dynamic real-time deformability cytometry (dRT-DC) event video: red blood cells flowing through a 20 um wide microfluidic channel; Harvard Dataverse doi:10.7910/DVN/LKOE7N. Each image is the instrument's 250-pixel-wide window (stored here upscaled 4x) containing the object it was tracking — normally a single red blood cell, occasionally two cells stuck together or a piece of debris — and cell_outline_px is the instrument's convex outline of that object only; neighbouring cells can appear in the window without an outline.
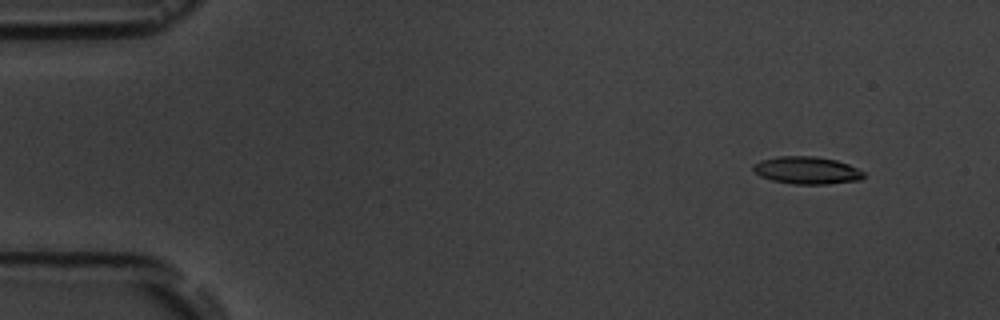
{"species": "common noctule bat (a hibernating species)", "species_latin": "Nyctalus noctula", "temperature_condition": "room temperature", "stored_images_in_passage": 5, "camera_frame_rate_fps": 3000, "um_per_image_px": 0.085, "animal": {"sex": "male", "body_mass_g": 19.5, "forearm_length_mm": 54.6}, "frame": {"image": 1, "passage_image": 2, "time_ms": 1.0, "image_size_px": [1000, 320], "cell_outline_px": [[864, 176], [860, 180], [828, 184], [792, 184], [772, 180], [760, 176], [752, 168], [752, 164], [760, 160], [776, 156], [816, 156], [836, 160], [848, 164], [864, 172]], "centroid_in_image_um": [68.56, 14.47], "position_along_channel_um": 16.4, "area_um2": 17.74}}
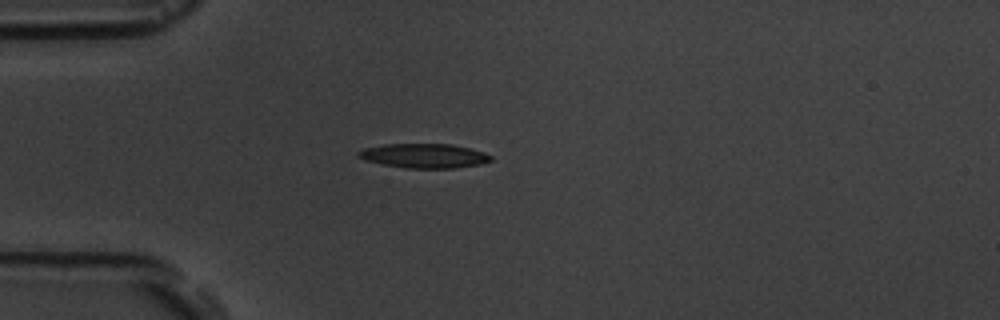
{"frame": {"image": 2, "passage_image": 4, "time_ms": 4.333, "image_size_px": [1000, 320], "cell_outline_px": [[492, 160], [480, 164], [456, 168], [404, 168], [364, 160], [356, 156], [356, 152], [364, 148], [384, 144], [452, 144], [484, 152], [492, 156]], "centroid_in_image_um": [36.03, 13.24], "position_along_channel_um": 49.0, "area_um2": 18.84}}